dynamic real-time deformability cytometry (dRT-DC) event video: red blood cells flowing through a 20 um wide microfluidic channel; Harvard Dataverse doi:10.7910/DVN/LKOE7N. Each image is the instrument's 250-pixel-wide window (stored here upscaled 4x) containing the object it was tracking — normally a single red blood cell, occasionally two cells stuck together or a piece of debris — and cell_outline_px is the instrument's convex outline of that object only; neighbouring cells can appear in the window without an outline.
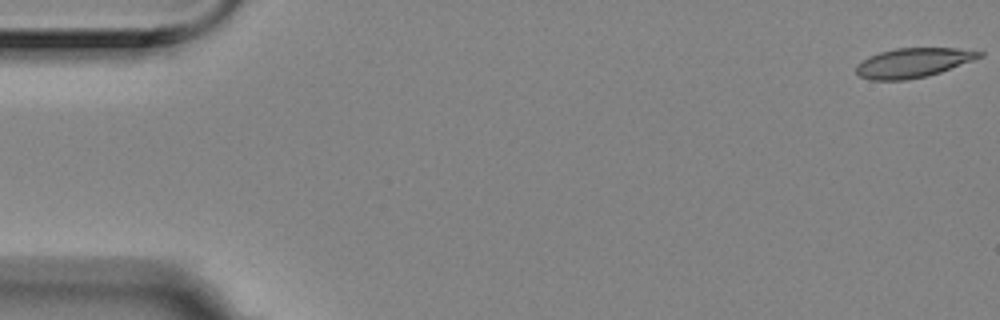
{"species": "Egyptian fruit bat (a non-hibernating species)", "species_latin": "Rousettus aegyptiacus", "temperature_condition": "room temperature", "stored_images_in_passage": 6, "segment_of_instrument_passage": [1, 2], "camera_frame_rate_fps": 3000, "um_per_image_px": 0.085, "animal": {"sex": "female"}, "frame": {"image": 1, "passage_image": 1, "time_ms": 0.0, "image_size_px": [1000, 320], "cell_outline_px": [[984, 56], [940, 72], [928, 76], [908, 80], [868, 80], [860, 76], [856, 72], [856, 64], [868, 56], [880, 52], [896, 48], [956, 48], [984, 52]], "centroid_in_image_um": [77.59, 5.34], "position_along_channel_um": 7.4, "area_um2": 21.21}}
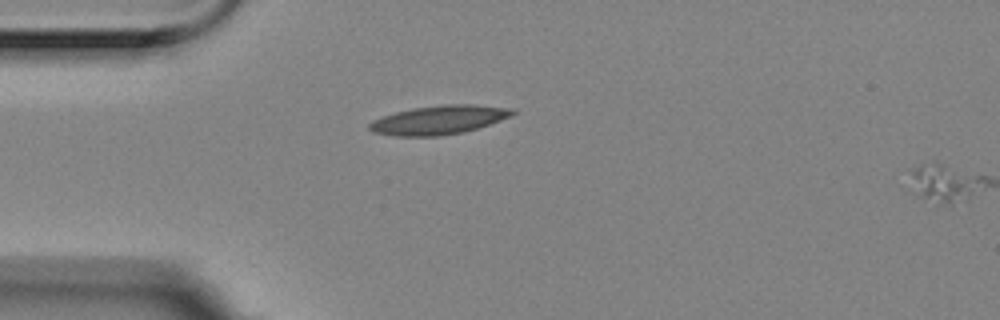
{"frame": {"image": 2, "passage_image": 5, "time_ms": 1.333, "image_size_px": [1000, 320], "cell_outline_px": [[516, 112], [512, 116], [464, 132], [440, 136], [392, 136], [372, 132], [368, 128], [368, 124], [372, 120], [396, 112], [412, 108], [444, 104], [472, 104], [516, 108]], "centroid_in_image_um": [37.31, 10.19], "position_along_channel_um": 47.7, "area_um2": 24.22}}